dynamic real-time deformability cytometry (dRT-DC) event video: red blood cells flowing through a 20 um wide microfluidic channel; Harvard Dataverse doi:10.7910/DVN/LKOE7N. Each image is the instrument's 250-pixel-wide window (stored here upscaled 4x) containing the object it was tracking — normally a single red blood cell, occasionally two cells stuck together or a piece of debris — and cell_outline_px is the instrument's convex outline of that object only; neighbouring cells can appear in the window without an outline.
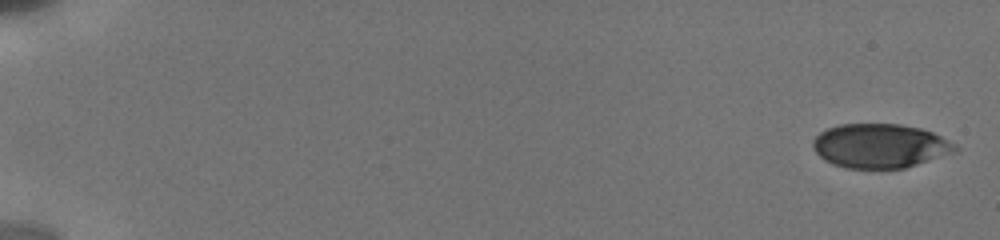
{"species": "human", "species_latin": "Homo sapiens", "temperature_condition": "cold", "stored_images_in_passage": 27, "camera_frame_rate_fps": 3000, "um_per_image_px": 0.085, "donor": {"sex": "male"}, "frame": {"image": 1, "passage_image": 1, "time_ms": 0.0, "image_size_px": [1000, 240], "cell_outline_px": [[960, 148], [956, 152], [904, 168], [844, 168], [832, 164], [824, 160], [812, 148], [812, 140], [820, 132], [828, 128], [840, 124], [900, 124], [920, 128], [932, 132], [956, 144]], "centroid_in_image_um": [74.79, 12.4], "position_along_channel_um": 10.2, "area_um2": 36.7}}
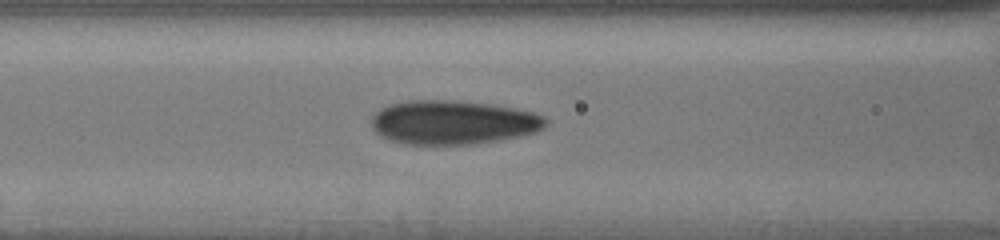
{"frame": {"image": 2, "passage_image": 20, "time_ms": 8.0, "image_size_px": [1000, 240], "cell_outline_px": [[548, 124], [544, 128], [536, 132], [520, 136], [500, 140], [476, 144], [404, 144], [388, 140], [380, 136], [372, 128], [372, 116], [380, 108], [388, 104], [408, 100], [456, 100], [488, 104], [516, 108], [532, 112], [544, 116], [548, 120]], "centroid_in_image_um": [38.51, 10.4], "position_along_channel_um": 128.1, "area_um2": 45.08}}
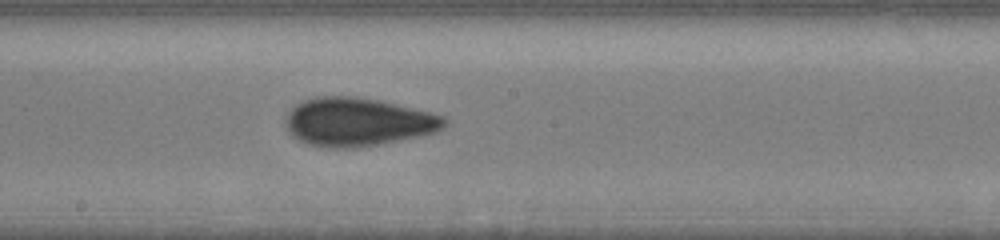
{"frame": {"image": 3, "passage_image": 27, "time_ms": 10.333, "image_size_px": [1000, 240], "cell_outline_px": [[448, 124], [444, 128], [436, 132], [420, 136], [380, 144], [348, 148], [328, 148], [308, 144], [292, 136], [284, 120], [288, 112], [296, 104], [304, 100], [316, 96], [356, 96], [380, 100], [432, 112], [448, 116]], "centroid_in_image_um": [30.46, 10.35], "position_along_channel_um": 217.7, "area_um2": 45.2}}